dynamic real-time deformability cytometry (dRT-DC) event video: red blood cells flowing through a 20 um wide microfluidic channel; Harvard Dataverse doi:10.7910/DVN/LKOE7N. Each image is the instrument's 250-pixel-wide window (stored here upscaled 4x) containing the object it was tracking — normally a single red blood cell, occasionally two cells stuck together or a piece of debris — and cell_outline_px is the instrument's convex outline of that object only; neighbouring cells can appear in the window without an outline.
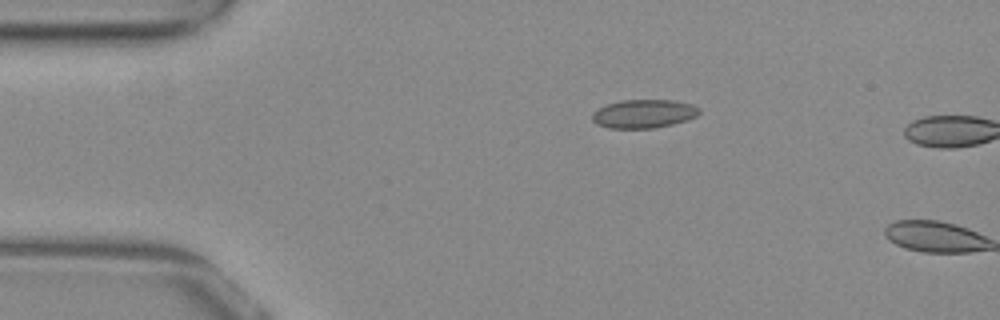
{"species": "common noctule bat (a hibernating species)", "species_latin": "Nyctalus noctula", "temperature_condition": "warm", "stored_images_in_passage": 2, "camera_frame_rate_fps": 3000, "um_per_image_px": 0.085, "animal": {"sex": "female", "body_mass_g": 29.2, "forearm_length_mm": 56.3}, "frame": {"image": 1, "passage_image": 1, "time_ms": 0.0, "image_size_px": [1000, 320], "cell_outline_px": [[700, 112], [696, 116], [688, 120], [656, 128], [608, 128], [596, 124], [592, 120], [592, 112], [608, 104], [620, 100], [672, 100], [692, 104], [700, 108]], "centroid_in_image_um": [54.72, 9.67], "position_along_channel_um": 30.3, "area_um2": 17.86}}